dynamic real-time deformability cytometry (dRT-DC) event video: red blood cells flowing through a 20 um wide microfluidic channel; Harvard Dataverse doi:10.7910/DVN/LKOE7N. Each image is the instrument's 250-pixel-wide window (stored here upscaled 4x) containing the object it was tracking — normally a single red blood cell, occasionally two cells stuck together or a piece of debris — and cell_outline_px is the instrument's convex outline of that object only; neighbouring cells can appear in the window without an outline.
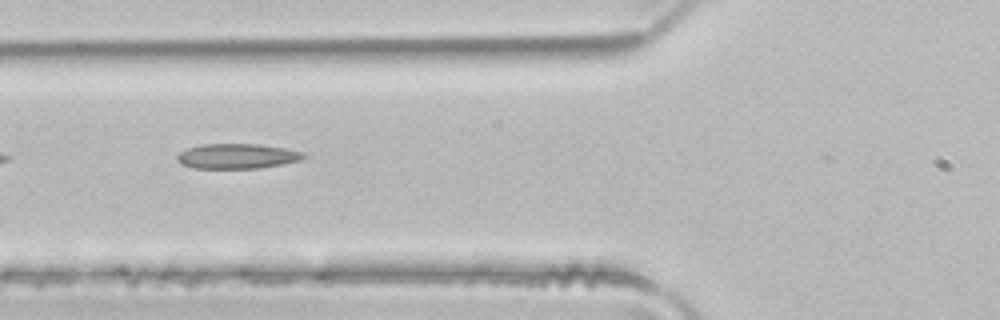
{"species": "common noctule bat (a hibernating species)", "species_latin": "Nyctalus noctula", "temperature_condition": "room temperature", "stored_images_in_passage": 4, "camera_frame_rate_fps": 3000, "um_per_image_px": 0.085, "animal": {"sex": "male", "body_mass_g": 21.5, "forearm_length_mm": 52.0}, "frame": {"image": 1, "passage_image": 4, "time_ms": 1.0, "image_size_px": [1000, 320], "cell_outline_px": [[308, 156], [300, 160], [280, 164], [256, 168], [192, 168], [180, 164], [176, 160], [176, 156], [180, 152], [188, 148], [204, 144], [260, 144], [284, 148], [304, 152]], "centroid_in_image_um": [20.13, 13.27], "position_along_channel_um": 105.7, "area_um2": 18.38}}